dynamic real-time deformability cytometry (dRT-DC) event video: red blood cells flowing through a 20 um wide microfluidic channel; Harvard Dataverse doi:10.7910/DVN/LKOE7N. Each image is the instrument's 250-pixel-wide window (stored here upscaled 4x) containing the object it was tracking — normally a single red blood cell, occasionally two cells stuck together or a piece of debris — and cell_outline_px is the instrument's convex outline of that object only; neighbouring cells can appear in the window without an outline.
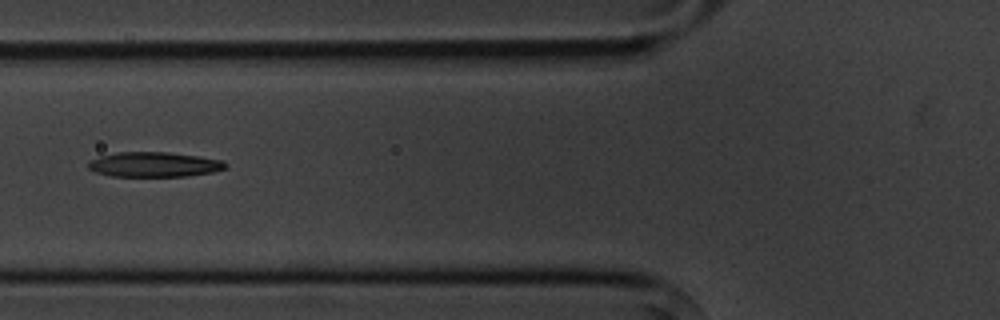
{"species": "common noctule bat (a hibernating species)", "species_latin": "Nyctalus noctula", "temperature_condition": "cold", "stored_images_in_passage": 7, "camera_frame_rate_fps": 3000, "um_per_image_px": 0.085, "animal": {"sex": "male", "body_mass_g": 20.1, "forearm_length_mm": 53.5}, "frame": {"image": 1, "passage_image": 7, "time_ms": 6.667, "image_size_px": [1000, 320], "cell_outline_px": [[228, 164], [224, 168], [212, 172], [184, 176], [112, 176], [96, 172], [88, 168], [88, 160], [100, 156], [116, 152], [168, 152], [200, 156], [224, 160]], "centroid_in_image_um": [13.09, 13.97], "position_along_channel_um": 112.7, "area_um2": 19.94}}